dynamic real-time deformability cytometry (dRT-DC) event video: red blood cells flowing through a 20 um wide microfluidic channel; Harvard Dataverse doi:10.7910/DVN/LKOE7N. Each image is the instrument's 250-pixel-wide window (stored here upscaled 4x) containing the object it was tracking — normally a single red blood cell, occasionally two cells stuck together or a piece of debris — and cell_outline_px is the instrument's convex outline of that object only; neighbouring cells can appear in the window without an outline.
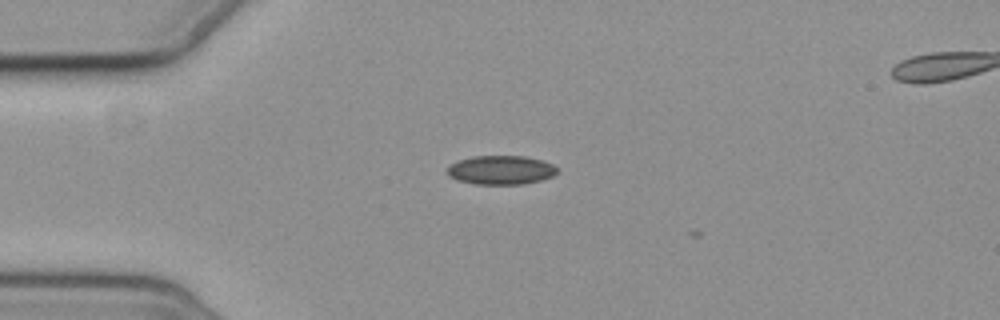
{"species": "common noctule bat (a hibernating species)", "species_latin": "Nyctalus noctula", "temperature_condition": "cold", "stored_images_in_passage": 4, "camera_frame_rate_fps": 3000, "um_per_image_px": 0.085, "animal": {"sex": "female", "body_mass_g": 19.3, "forearm_length_mm": 54.1}, "frame": {"image": 1, "passage_image": 4, "time_ms": 3.667, "image_size_px": [1000, 320], "cell_outline_px": [[556, 172], [552, 176], [540, 180], [524, 184], [476, 184], [456, 180], [448, 176], [448, 168], [456, 160], [472, 156], [524, 156], [544, 160], [552, 164], [556, 168]], "centroid_in_image_um": [42.55, 14.44], "position_along_channel_um": 42.4, "area_um2": 18.55}}